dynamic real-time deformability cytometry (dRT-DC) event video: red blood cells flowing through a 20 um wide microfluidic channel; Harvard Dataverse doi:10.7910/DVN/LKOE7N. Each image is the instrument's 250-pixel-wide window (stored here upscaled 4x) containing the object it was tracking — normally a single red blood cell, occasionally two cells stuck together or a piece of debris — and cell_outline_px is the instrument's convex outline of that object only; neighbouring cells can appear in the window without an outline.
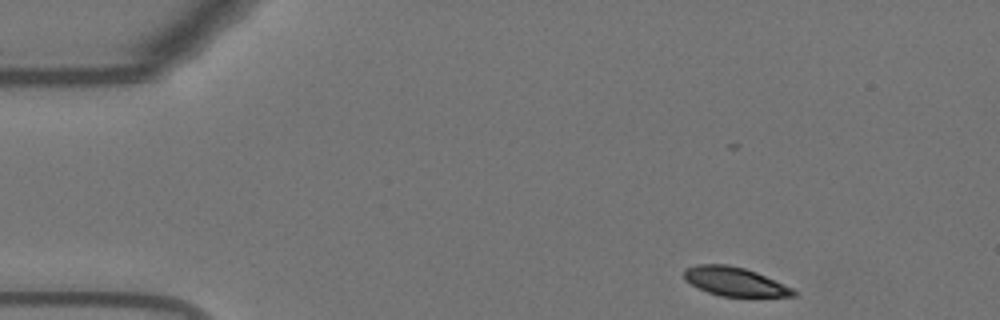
{"species": "Egyptian fruit bat (a non-hibernating species)", "species_latin": "Rousettus aegyptiacus", "temperature_condition": "warm", "stored_images_in_passage": 49, "camera_frame_rate_fps": 3000, "um_per_image_px": 0.085, "animal": {"sex": "female"}, "frame": {"image": 1, "passage_image": 1, "time_ms": 0.0, "image_size_px": [1000, 320], "cell_outline_px": [[796, 296], [720, 296], [708, 292], [684, 280], [684, 268], [696, 264], [728, 264], [744, 268], [756, 272], [792, 288], [796, 292]], "centroid_in_image_um": [62.41, 23.92], "position_along_channel_um": 22.6, "area_um2": 18.15}}
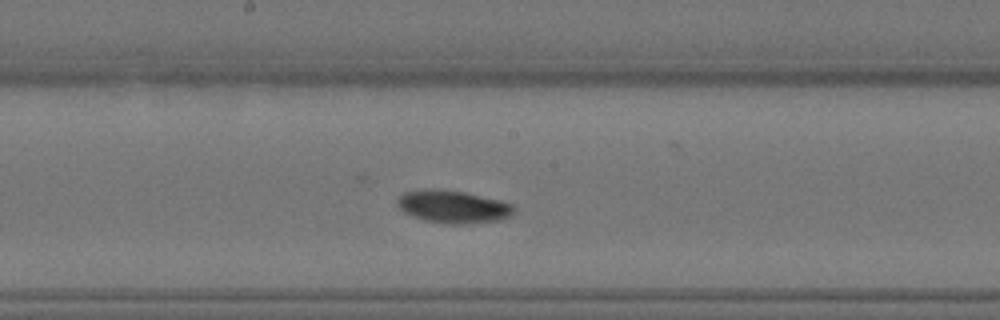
{"frame": {"image": 2, "passage_image": 23, "time_ms": 7.333, "image_size_px": [1000, 320], "cell_outline_px": [[516, 212], [512, 216], [500, 220], [460, 224], [452, 224], [424, 220], [412, 216], [404, 212], [396, 204], [396, 200], [404, 192], [424, 188], [436, 188], [464, 192], [500, 200], [512, 204], [516, 208]], "centroid_in_image_um": [38.52, 17.56], "position_along_channel_um": 209.7, "area_um2": 22.43}}
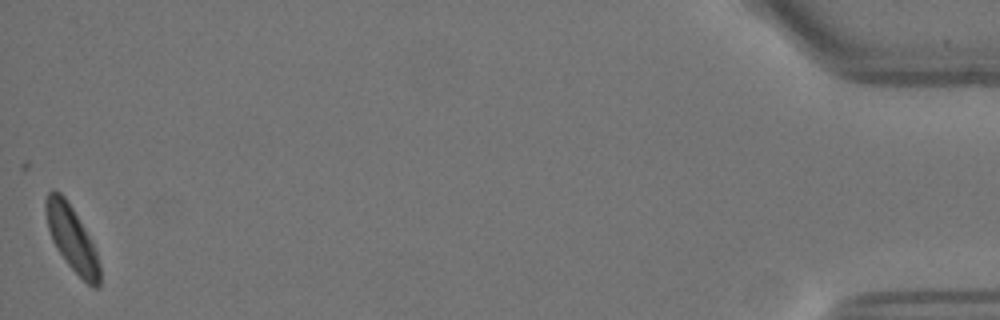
{"frame": {"image": 3, "passage_image": 49, "time_ms": 16.0, "image_size_px": [1000, 320], "cell_outline_px": [[100, 284], [96, 288], [92, 288], [68, 264], [56, 248], [52, 240], [48, 228], [44, 208], [44, 200], [48, 192], [52, 188], [60, 192], [64, 196], [72, 208], [84, 228], [96, 252], [100, 264]], "centroid_in_image_um": [6.08, 20.24], "position_along_channel_um": 429.1, "area_um2": 20.17}, "authors_computed_cell_mechanics": {"area_um2": 20.8658, "velocity_mm_per_s": 3.6252, "shape_relaxation_time_tau1_ms": 3.359, "shape_relaxation_time_tau2_ms": null, "deformation_change_tau1": 0.1384, "deformation_change_tau2": null}}